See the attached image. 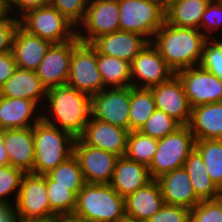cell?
<instances>
[{"label":"cell","mask_w":222,"mask_h":222,"mask_svg":"<svg viewBox=\"0 0 222 222\" xmlns=\"http://www.w3.org/2000/svg\"><path fill=\"white\" fill-rule=\"evenodd\" d=\"M183 167L188 173L196 196L201 201L217 199L219 188L210 178L202 157L195 149L189 154Z\"/></svg>","instance_id":"28"},{"label":"cell","mask_w":222,"mask_h":222,"mask_svg":"<svg viewBox=\"0 0 222 222\" xmlns=\"http://www.w3.org/2000/svg\"><path fill=\"white\" fill-rule=\"evenodd\" d=\"M97 64L105 88L131 86V69L128 61L97 54Z\"/></svg>","instance_id":"29"},{"label":"cell","mask_w":222,"mask_h":222,"mask_svg":"<svg viewBox=\"0 0 222 222\" xmlns=\"http://www.w3.org/2000/svg\"><path fill=\"white\" fill-rule=\"evenodd\" d=\"M158 139L139 130L130 131L127 137L125 156L137 163L149 166L157 150Z\"/></svg>","instance_id":"32"},{"label":"cell","mask_w":222,"mask_h":222,"mask_svg":"<svg viewBox=\"0 0 222 222\" xmlns=\"http://www.w3.org/2000/svg\"><path fill=\"white\" fill-rule=\"evenodd\" d=\"M16 222H54V216L46 219H22L17 218Z\"/></svg>","instance_id":"48"},{"label":"cell","mask_w":222,"mask_h":222,"mask_svg":"<svg viewBox=\"0 0 222 222\" xmlns=\"http://www.w3.org/2000/svg\"><path fill=\"white\" fill-rule=\"evenodd\" d=\"M212 37L205 41L199 66L222 80V39Z\"/></svg>","instance_id":"37"},{"label":"cell","mask_w":222,"mask_h":222,"mask_svg":"<svg viewBox=\"0 0 222 222\" xmlns=\"http://www.w3.org/2000/svg\"><path fill=\"white\" fill-rule=\"evenodd\" d=\"M33 174L46 175L73 155L75 138L42 119L33 126Z\"/></svg>","instance_id":"3"},{"label":"cell","mask_w":222,"mask_h":222,"mask_svg":"<svg viewBox=\"0 0 222 222\" xmlns=\"http://www.w3.org/2000/svg\"><path fill=\"white\" fill-rule=\"evenodd\" d=\"M155 180L159 184L165 204L192 210L201 201L196 196L184 167L176 168Z\"/></svg>","instance_id":"18"},{"label":"cell","mask_w":222,"mask_h":222,"mask_svg":"<svg viewBox=\"0 0 222 222\" xmlns=\"http://www.w3.org/2000/svg\"><path fill=\"white\" fill-rule=\"evenodd\" d=\"M24 174L22 170L11 165L0 166V204L13 205L8 197L12 193L16 197L14 198V202H16Z\"/></svg>","instance_id":"36"},{"label":"cell","mask_w":222,"mask_h":222,"mask_svg":"<svg viewBox=\"0 0 222 222\" xmlns=\"http://www.w3.org/2000/svg\"><path fill=\"white\" fill-rule=\"evenodd\" d=\"M79 42L76 37L64 43L51 44L47 49L44 58L35 70L47 90L67 84L71 55L73 48Z\"/></svg>","instance_id":"15"},{"label":"cell","mask_w":222,"mask_h":222,"mask_svg":"<svg viewBox=\"0 0 222 222\" xmlns=\"http://www.w3.org/2000/svg\"><path fill=\"white\" fill-rule=\"evenodd\" d=\"M175 75L181 81L192 108L222 101V80L200 66L180 70Z\"/></svg>","instance_id":"13"},{"label":"cell","mask_w":222,"mask_h":222,"mask_svg":"<svg viewBox=\"0 0 222 222\" xmlns=\"http://www.w3.org/2000/svg\"><path fill=\"white\" fill-rule=\"evenodd\" d=\"M45 100L42 120L79 138L91 117V96L66 84L48 89Z\"/></svg>","instance_id":"1"},{"label":"cell","mask_w":222,"mask_h":222,"mask_svg":"<svg viewBox=\"0 0 222 222\" xmlns=\"http://www.w3.org/2000/svg\"><path fill=\"white\" fill-rule=\"evenodd\" d=\"M119 15L118 0H89L85 17L79 25L85 33L77 29V39L91 44L100 36L119 31Z\"/></svg>","instance_id":"10"},{"label":"cell","mask_w":222,"mask_h":222,"mask_svg":"<svg viewBox=\"0 0 222 222\" xmlns=\"http://www.w3.org/2000/svg\"><path fill=\"white\" fill-rule=\"evenodd\" d=\"M152 180L148 166L137 163L124 155L118 158L109 184L125 199Z\"/></svg>","instance_id":"22"},{"label":"cell","mask_w":222,"mask_h":222,"mask_svg":"<svg viewBox=\"0 0 222 222\" xmlns=\"http://www.w3.org/2000/svg\"><path fill=\"white\" fill-rule=\"evenodd\" d=\"M188 126L196 141L222 140V101L193 107Z\"/></svg>","instance_id":"26"},{"label":"cell","mask_w":222,"mask_h":222,"mask_svg":"<svg viewBox=\"0 0 222 222\" xmlns=\"http://www.w3.org/2000/svg\"><path fill=\"white\" fill-rule=\"evenodd\" d=\"M50 45L49 41L28 33L19 25L12 41V53L17 67L35 71Z\"/></svg>","instance_id":"23"},{"label":"cell","mask_w":222,"mask_h":222,"mask_svg":"<svg viewBox=\"0 0 222 222\" xmlns=\"http://www.w3.org/2000/svg\"><path fill=\"white\" fill-rule=\"evenodd\" d=\"M130 86L106 88L91 96V117L129 131Z\"/></svg>","instance_id":"14"},{"label":"cell","mask_w":222,"mask_h":222,"mask_svg":"<svg viewBox=\"0 0 222 222\" xmlns=\"http://www.w3.org/2000/svg\"><path fill=\"white\" fill-rule=\"evenodd\" d=\"M217 199L222 204V186L219 187Z\"/></svg>","instance_id":"51"},{"label":"cell","mask_w":222,"mask_h":222,"mask_svg":"<svg viewBox=\"0 0 222 222\" xmlns=\"http://www.w3.org/2000/svg\"><path fill=\"white\" fill-rule=\"evenodd\" d=\"M190 213L191 210L186 207L164 204L146 222H190Z\"/></svg>","instance_id":"42"},{"label":"cell","mask_w":222,"mask_h":222,"mask_svg":"<svg viewBox=\"0 0 222 222\" xmlns=\"http://www.w3.org/2000/svg\"><path fill=\"white\" fill-rule=\"evenodd\" d=\"M74 213L85 222H120L126 217L125 199L110 184H85L78 192Z\"/></svg>","instance_id":"4"},{"label":"cell","mask_w":222,"mask_h":222,"mask_svg":"<svg viewBox=\"0 0 222 222\" xmlns=\"http://www.w3.org/2000/svg\"><path fill=\"white\" fill-rule=\"evenodd\" d=\"M128 134L127 129L90 117L79 138L89 146L120 157L125 155Z\"/></svg>","instance_id":"17"},{"label":"cell","mask_w":222,"mask_h":222,"mask_svg":"<svg viewBox=\"0 0 222 222\" xmlns=\"http://www.w3.org/2000/svg\"><path fill=\"white\" fill-rule=\"evenodd\" d=\"M47 4H49V0H5L3 3V9L13 15V13H15L14 9L16 8V11H19L17 13L18 15L16 14V17L18 16L19 19L27 11L40 8Z\"/></svg>","instance_id":"43"},{"label":"cell","mask_w":222,"mask_h":222,"mask_svg":"<svg viewBox=\"0 0 222 222\" xmlns=\"http://www.w3.org/2000/svg\"><path fill=\"white\" fill-rule=\"evenodd\" d=\"M14 208L17 218L22 219H46L56 215L50 209L46 175H23Z\"/></svg>","instance_id":"9"},{"label":"cell","mask_w":222,"mask_h":222,"mask_svg":"<svg viewBox=\"0 0 222 222\" xmlns=\"http://www.w3.org/2000/svg\"><path fill=\"white\" fill-rule=\"evenodd\" d=\"M73 154L87 184H109L119 156L85 144L76 138Z\"/></svg>","instance_id":"12"},{"label":"cell","mask_w":222,"mask_h":222,"mask_svg":"<svg viewBox=\"0 0 222 222\" xmlns=\"http://www.w3.org/2000/svg\"><path fill=\"white\" fill-rule=\"evenodd\" d=\"M147 43L148 41L137 33L119 30L98 37L91 45L97 54L120 58L131 63Z\"/></svg>","instance_id":"20"},{"label":"cell","mask_w":222,"mask_h":222,"mask_svg":"<svg viewBox=\"0 0 222 222\" xmlns=\"http://www.w3.org/2000/svg\"><path fill=\"white\" fill-rule=\"evenodd\" d=\"M19 25L51 44L64 43L77 37V28L51 4L27 11L19 18Z\"/></svg>","instance_id":"6"},{"label":"cell","mask_w":222,"mask_h":222,"mask_svg":"<svg viewBox=\"0 0 222 222\" xmlns=\"http://www.w3.org/2000/svg\"><path fill=\"white\" fill-rule=\"evenodd\" d=\"M196 139L188 125H181L173 133L158 139L157 150L148 166L152 179L184 166L195 149Z\"/></svg>","instance_id":"7"},{"label":"cell","mask_w":222,"mask_h":222,"mask_svg":"<svg viewBox=\"0 0 222 222\" xmlns=\"http://www.w3.org/2000/svg\"><path fill=\"white\" fill-rule=\"evenodd\" d=\"M47 89L35 71L16 68L13 75L0 88V96L33 100L44 107ZM44 102H43V101ZM44 103V104H43Z\"/></svg>","instance_id":"24"},{"label":"cell","mask_w":222,"mask_h":222,"mask_svg":"<svg viewBox=\"0 0 222 222\" xmlns=\"http://www.w3.org/2000/svg\"><path fill=\"white\" fill-rule=\"evenodd\" d=\"M88 3L89 0H49V4L56 8L75 28H79V24L83 22Z\"/></svg>","instance_id":"38"},{"label":"cell","mask_w":222,"mask_h":222,"mask_svg":"<svg viewBox=\"0 0 222 222\" xmlns=\"http://www.w3.org/2000/svg\"><path fill=\"white\" fill-rule=\"evenodd\" d=\"M47 175L53 180V186L84 187L86 184L81 167L74 154Z\"/></svg>","instance_id":"34"},{"label":"cell","mask_w":222,"mask_h":222,"mask_svg":"<svg viewBox=\"0 0 222 222\" xmlns=\"http://www.w3.org/2000/svg\"><path fill=\"white\" fill-rule=\"evenodd\" d=\"M130 69L131 86L135 88L149 89L169 81L175 75L151 42H148L132 60Z\"/></svg>","instance_id":"11"},{"label":"cell","mask_w":222,"mask_h":222,"mask_svg":"<svg viewBox=\"0 0 222 222\" xmlns=\"http://www.w3.org/2000/svg\"><path fill=\"white\" fill-rule=\"evenodd\" d=\"M120 222H145V221L134 220V219L125 217V218H123Z\"/></svg>","instance_id":"50"},{"label":"cell","mask_w":222,"mask_h":222,"mask_svg":"<svg viewBox=\"0 0 222 222\" xmlns=\"http://www.w3.org/2000/svg\"><path fill=\"white\" fill-rule=\"evenodd\" d=\"M54 222H85V220L80 215L72 212L56 214Z\"/></svg>","instance_id":"46"},{"label":"cell","mask_w":222,"mask_h":222,"mask_svg":"<svg viewBox=\"0 0 222 222\" xmlns=\"http://www.w3.org/2000/svg\"><path fill=\"white\" fill-rule=\"evenodd\" d=\"M67 85L89 96L106 89L98 70L97 51L91 44L79 42L73 48Z\"/></svg>","instance_id":"8"},{"label":"cell","mask_w":222,"mask_h":222,"mask_svg":"<svg viewBox=\"0 0 222 222\" xmlns=\"http://www.w3.org/2000/svg\"><path fill=\"white\" fill-rule=\"evenodd\" d=\"M16 220L14 205L0 204V222H16Z\"/></svg>","instance_id":"45"},{"label":"cell","mask_w":222,"mask_h":222,"mask_svg":"<svg viewBox=\"0 0 222 222\" xmlns=\"http://www.w3.org/2000/svg\"><path fill=\"white\" fill-rule=\"evenodd\" d=\"M207 38L199 29L170 25L166 20L151 43L174 73L199 66Z\"/></svg>","instance_id":"2"},{"label":"cell","mask_w":222,"mask_h":222,"mask_svg":"<svg viewBox=\"0 0 222 222\" xmlns=\"http://www.w3.org/2000/svg\"><path fill=\"white\" fill-rule=\"evenodd\" d=\"M190 222H222V204L218 199L200 201L191 210Z\"/></svg>","instance_id":"39"},{"label":"cell","mask_w":222,"mask_h":222,"mask_svg":"<svg viewBox=\"0 0 222 222\" xmlns=\"http://www.w3.org/2000/svg\"><path fill=\"white\" fill-rule=\"evenodd\" d=\"M175 1H178V0H162V6L166 9L168 6H170Z\"/></svg>","instance_id":"49"},{"label":"cell","mask_w":222,"mask_h":222,"mask_svg":"<svg viewBox=\"0 0 222 222\" xmlns=\"http://www.w3.org/2000/svg\"><path fill=\"white\" fill-rule=\"evenodd\" d=\"M195 150L205 163L206 170L219 188L222 186V140L211 139L195 142Z\"/></svg>","instance_id":"31"},{"label":"cell","mask_w":222,"mask_h":222,"mask_svg":"<svg viewBox=\"0 0 222 222\" xmlns=\"http://www.w3.org/2000/svg\"><path fill=\"white\" fill-rule=\"evenodd\" d=\"M180 126L176 120L165 112L156 109L139 131L152 138L161 139L173 133Z\"/></svg>","instance_id":"35"},{"label":"cell","mask_w":222,"mask_h":222,"mask_svg":"<svg viewBox=\"0 0 222 222\" xmlns=\"http://www.w3.org/2000/svg\"><path fill=\"white\" fill-rule=\"evenodd\" d=\"M221 27H222V2L220 0H210L202 16L200 31L208 39L212 38L210 33L213 34V32L217 31L218 29L222 30Z\"/></svg>","instance_id":"40"},{"label":"cell","mask_w":222,"mask_h":222,"mask_svg":"<svg viewBox=\"0 0 222 222\" xmlns=\"http://www.w3.org/2000/svg\"><path fill=\"white\" fill-rule=\"evenodd\" d=\"M18 26V17L4 9L0 11V53L12 51V41Z\"/></svg>","instance_id":"41"},{"label":"cell","mask_w":222,"mask_h":222,"mask_svg":"<svg viewBox=\"0 0 222 222\" xmlns=\"http://www.w3.org/2000/svg\"><path fill=\"white\" fill-rule=\"evenodd\" d=\"M3 143L10 165L24 173H33L35 162L33 127L3 130Z\"/></svg>","instance_id":"19"},{"label":"cell","mask_w":222,"mask_h":222,"mask_svg":"<svg viewBox=\"0 0 222 222\" xmlns=\"http://www.w3.org/2000/svg\"><path fill=\"white\" fill-rule=\"evenodd\" d=\"M119 28L134 32L151 42L165 22V8L159 0H118Z\"/></svg>","instance_id":"5"},{"label":"cell","mask_w":222,"mask_h":222,"mask_svg":"<svg viewBox=\"0 0 222 222\" xmlns=\"http://www.w3.org/2000/svg\"><path fill=\"white\" fill-rule=\"evenodd\" d=\"M10 165V160L3 143V130L0 129V166Z\"/></svg>","instance_id":"47"},{"label":"cell","mask_w":222,"mask_h":222,"mask_svg":"<svg viewBox=\"0 0 222 222\" xmlns=\"http://www.w3.org/2000/svg\"><path fill=\"white\" fill-rule=\"evenodd\" d=\"M3 10V4L0 2V11Z\"/></svg>","instance_id":"52"},{"label":"cell","mask_w":222,"mask_h":222,"mask_svg":"<svg viewBox=\"0 0 222 222\" xmlns=\"http://www.w3.org/2000/svg\"><path fill=\"white\" fill-rule=\"evenodd\" d=\"M38 106L33 100L0 96V129L33 127L42 119Z\"/></svg>","instance_id":"21"},{"label":"cell","mask_w":222,"mask_h":222,"mask_svg":"<svg viewBox=\"0 0 222 222\" xmlns=\"http://www.w3.org/2000/svg\"><path fill=\"white\" fill-rule=\"evenodd\" d=\"M210 0H178L165 9V20L173 26L199 29Z\"/></svg>","instance_id":"27"},{"label":"cell","mask_w":222,"mask_h":222,"mask_svg":"<svg viewBox=\"0 0 222 222\" xmlns=\"http://www.w3.org/2000/svg\"><path fill=\"white\" fill-rule=\"evenodd\" d=\"M165 204L159 184L155 179L125 198L126 217L147 221Z\"/></svg>","instance_id":"25"},{"label":"cell","mask_w":222,"mask_h":222,"mask_svg":"<svg viewBox=\"0 0 222 222\" xmlns=\"http://www.w3.org/2000/svg\"><path fill=\"white\" fill-rule=\"evenodd\" d=\"M154 96L156 108L176 120L180 125H188L192 107L183 85L174 75L169 81L149 88Z\"/></svg>","instance_id":"16"},{"label":"cell","mask_w":222,"mask_h":222,"mask_svg":"<svg viewBox=\"0 0 222 222\" xmlns=\"http://www.w3.org/2000/svg\"><path fill=\"white\" fill-rule=\"evenodd\" d=\"M156 109L150 89L130 86L129 132L140 130Z\"/></svg>","instance_id":"30"},{"label":"cell","mask_w":222,"mask_h":222,"mask_svg":"<svg viewBox=\"0 0 222 222\" xmlns=\"http://www.w3.org/2000/svg\"><path fill=\"white\" fill-rule=\"evenodd\" d=\"M46 186L50 209L55 214L74 212L78 192L83 187L53 186V180L47 174Z\"/></svg>","instance_id":"33"},{"label":"cell","mask_w":222,"mask_h":222,"mask_svg":"<svg viewBox=\"0 0 222 222\" xmlns=\"http://www.w3.org/2000/svg\"><path fill=\"white\" fill-rule=\"evenodd\" d=\"M16 68L12 51L0 53V88L13 75Z\"/></svg>","instance_id":"44"}]
</instances>
